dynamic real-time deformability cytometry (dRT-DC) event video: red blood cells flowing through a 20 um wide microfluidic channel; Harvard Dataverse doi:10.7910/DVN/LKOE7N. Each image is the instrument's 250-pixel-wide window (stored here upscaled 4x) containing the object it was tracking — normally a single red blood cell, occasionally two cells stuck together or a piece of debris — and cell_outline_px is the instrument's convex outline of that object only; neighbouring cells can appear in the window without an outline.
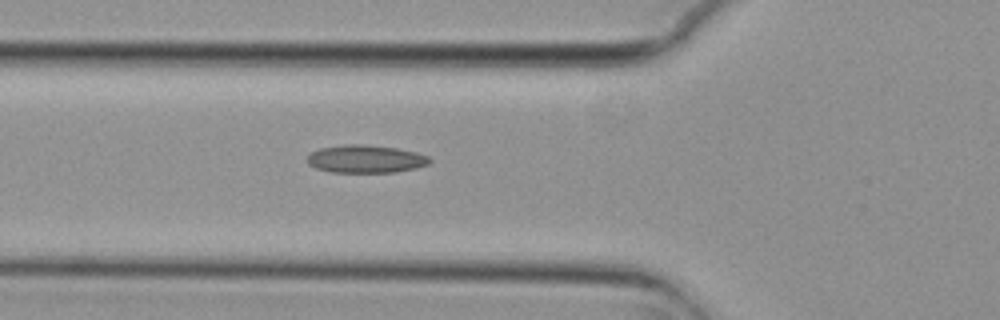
{"species": "common noctule bat (a hibernating species)", "species_latin": "Nyctalus noctula", "temperature_condition": "cold", "stored_images_in_passage": 6, "camera_frame_rate_fps": 3000, "um_per_image_px": 0.085, "animal": {"sex": "female", "body_mass_g": 29.2, "forearm_length_mm": 56.3}, "frame": {"image": 1, "passage_image": 6, "time_ms": 1.667, "image_size_px": [1000, 320], "cell_outline_px": [[432, 160], [428, 164], [416, 168], [396, 172], [332, 172], [316, 168], [308, 164], [308, 156], [312, 152], [320, 148], [352, 144], [356, 144], [396, 148], [416, 152], [428, 156]], "centroid_in_image_um": [31.11, 13.52], "position_along_channel_um": 94.7, "area_um2": 19.59}}